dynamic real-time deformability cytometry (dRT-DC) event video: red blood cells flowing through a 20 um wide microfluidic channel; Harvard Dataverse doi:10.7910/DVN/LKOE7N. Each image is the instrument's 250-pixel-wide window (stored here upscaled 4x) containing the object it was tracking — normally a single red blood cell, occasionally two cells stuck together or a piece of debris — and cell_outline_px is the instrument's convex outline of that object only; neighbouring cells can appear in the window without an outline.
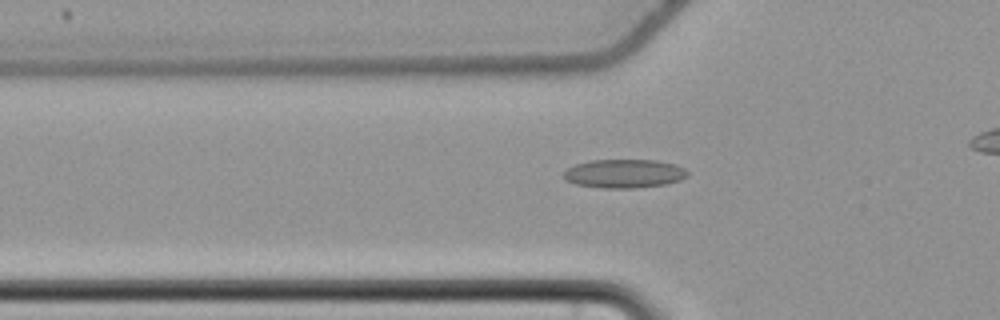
{"species": "common noctule bat (a hibernating species)", "species_latin": "Nyctalus noctula", "temperature_condition": "cold", "stored_images_in_passage": 49, "camera_frame_rate_fps": 3000, "um_per_image_px": 0.085, "animal": {"sex": "female", "body_mass_g": 22.7, "forearm_length_mm": 54.2}, "frame": {"image": 1, "passage_image": 19, "time_ms": 6.0, "image_size_px": [1000, 320], "cell_outline_px": [[688, 176], [680, 180], [664, 184], [636, 188], [604, 188], [576, 184], [564, 180], [564, 172], [568, 168], [576, 164], [592, 160], [656, 160], [676, 164], [684, 168], [688, 172]], "centroid_in_image_um": [53.07, 14.75], "position_along_channel_um": 72.7, "area_um2": 20.69}}
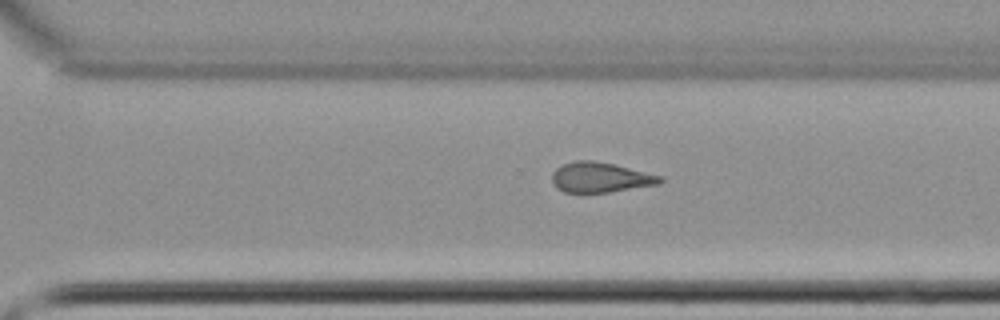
{"frame": {"image": 2, "passage_image": 39, "time_ms": 12.667, "image_size_px": [1000, 320], "cell_outline_px": [[664, 180], [660, 184], [608, 192], [580, 196], [564, 192], [556, 188], [552, 184], [552, 172], [560, 164], [576, 160], [592, 160], [616, 164], [664, 176]], "centroid_in_image_um": [50.99, 15.1], "position_along_channel_um": 319.6, "area_um2": 19.94}}
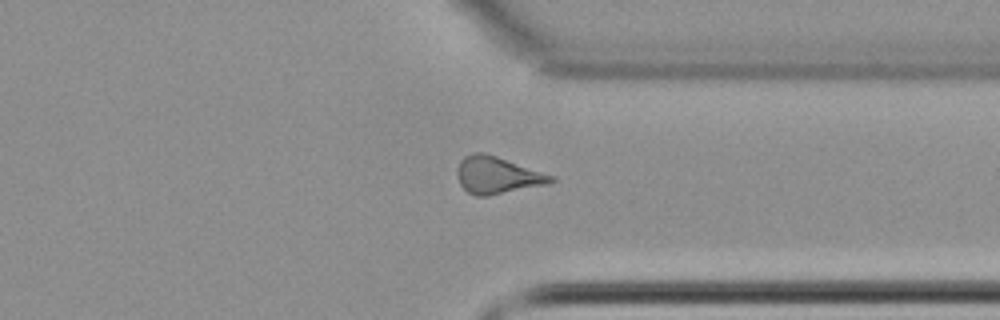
{"frame": {"image": 3, "passage_image": 43, "time_ms": 14.0, "image_size_px": [1000, 320], "cell_outline_px": [[556, 180], [548, 184], [488, 196], [476, 196], [468, 192], [460, 184], [456, 176], [456, 168], [460, 160], [464, 156], [472, 152], [484, 152], [556, 176]], "centroid_in_image_um": [42.25, 14.88], "position_along_channel_um": 369.1, "area_um2": 20.46}, "authors_computed_cell_mechanics": {"area_um2": 19.8254, "velocity_mm_per_s": 3.7103, "shape_relaxation_time_tau1_ms": null, "shape_relaxation_time_tau2_ms": 4.8967, "deformation_change_tau1": null, "deformation_change_tau2": 0.1072}}